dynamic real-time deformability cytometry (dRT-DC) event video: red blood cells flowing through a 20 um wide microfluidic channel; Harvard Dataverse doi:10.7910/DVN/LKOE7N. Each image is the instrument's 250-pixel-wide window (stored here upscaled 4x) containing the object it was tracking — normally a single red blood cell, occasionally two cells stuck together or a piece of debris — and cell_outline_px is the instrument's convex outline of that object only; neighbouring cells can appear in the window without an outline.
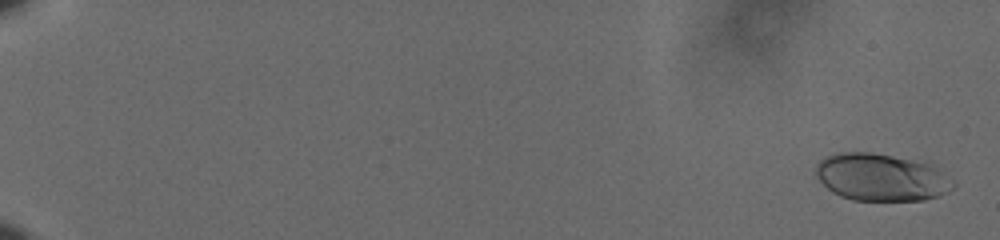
{"species": "human", "species_latin": "Homo sapiens", "temperature_condition": "cold", "stored_images_in_passage": 61, "camera_frame_rate_fps": 3000, "um_per_image_px": 0.085, "donor": {"sex": "male"}, "frame": {"image": 1, "passage_image": 2, "time_ms": 0.333, "image_size_px": [1000, 240], "cell_outline_px": [[956, 184], [948, 192], [940, 196], [924, 200], [852, 200], [840, 196], [832, 192], [812, 172], [816, 164], [824, 156], [836, 152], [872, 152], [932, 160], [956, 180]], "centroid_in_image_um": [75.01, 15.02], "position_along_channel_um": 10.0, "area_um2": 39.59}}
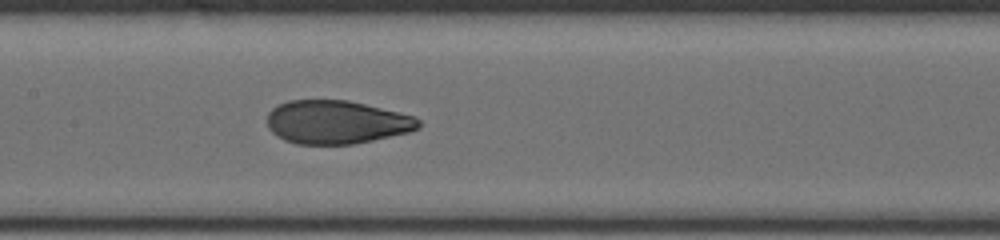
{"frame": {"image": 2, "passage_image": 34, "time_ms": 11.0, "image_size_px": [1000, 240], "cell_outline_px": [[420, 128], [408, 132], [372, 140], [352, 144], [296, 144], [284, 140], [276, 136], [268, 128], [268, 112], [272, 108], [288, 100], [348, 100], [412, 116], [420, 120]], "centroid_in_image_um": [28.55, 10.39], "position_along_channel_um": 178.8, "area_um2": 38.03}}
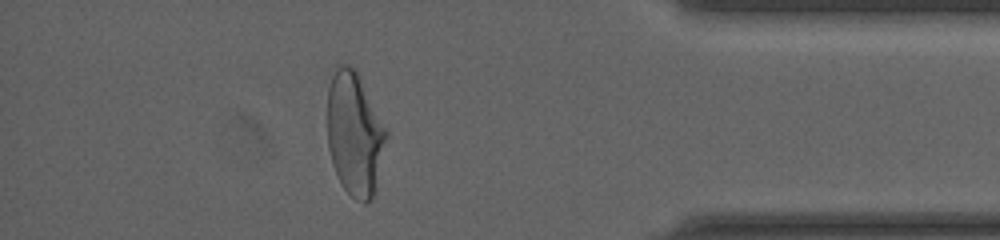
{"frame": {"image": 3, "passage_image": 55, "time_ms": 18.0, "image_size_px": [1000, 240], "cell_outline_px": [[388, 136], [372, 200], [364, 204], [356, 200], [340, 184], [332, 164], [328, 148], [328, 88], [336, 64], [348, 64], [356, 72], [388, 132]], "centroid_in_image_um": [30.13, 11.42], "position_along_channel_um": 405.1, "area_um2": 42.08}, "authors_computed_cell_mechanics": {"area_um2": 38.9572, "velocity_mm_per_s": 3.6029, "shape_relaxation_time_tau1_ms": 4.3933, "shape_relaxation_time_tau2_ms": 0.9301, "deformation_change_tau1": 0.1589, "deformation_change_tau2": 0.058}}